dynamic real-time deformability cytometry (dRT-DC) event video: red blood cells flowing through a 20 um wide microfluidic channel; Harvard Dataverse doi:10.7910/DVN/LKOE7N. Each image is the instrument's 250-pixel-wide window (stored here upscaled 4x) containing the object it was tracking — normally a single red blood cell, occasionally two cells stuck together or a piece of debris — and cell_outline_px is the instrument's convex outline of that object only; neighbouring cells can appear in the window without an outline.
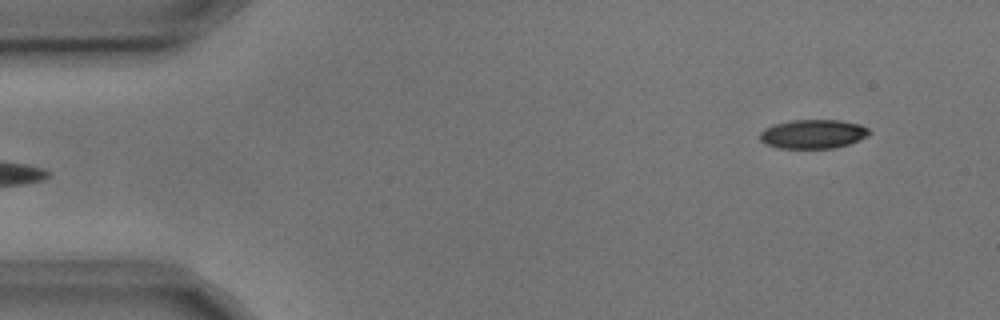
{"species": "common noctule bat (a hibernating species)", "species_latin": "Nyctalus noctula", "temperature_condition": "cold", "stored_images_in_passage": 5, "camera_frame_rate_fps": 3000, "um_per_image_px": 0.085, "animal": {"sex": "male", "body_mass_g": 17.9, "forearm_length_mm": 54.2}, "frame": {"image": 1, "passage_image": 5, "time_ms": 1.333, "image_size_px": [1000, 320], "cell_outline_px": [[872, 132], [868, 136], [848, 144], [836, 148], [776, 148], [764, 144], [760, 140], [760, 132], [764, 128], [776, 124], [792, 120], [840, 120], [860, 124], [868, 128]], "centroid_in_image_um": [69.11, 11.39], "position_along_channel_um": 15.9, "area_um2": 18.61}}